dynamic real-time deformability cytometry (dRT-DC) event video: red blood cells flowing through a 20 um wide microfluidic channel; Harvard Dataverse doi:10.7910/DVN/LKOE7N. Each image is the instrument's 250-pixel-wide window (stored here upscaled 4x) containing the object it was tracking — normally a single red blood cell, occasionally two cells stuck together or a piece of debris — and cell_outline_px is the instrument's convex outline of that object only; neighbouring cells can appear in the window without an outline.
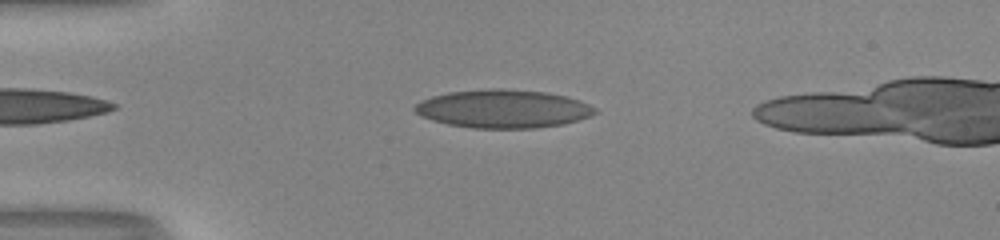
{"species": "human", "species_latin": "Homo sapiens", "temperature_condition": "room temperature", "stored_images_in_passage": 39, "camera_frame_rate_fps": 3000, "um_per_image_px": 0.085, "donor": {"sex": "male"}, "frame": {"image": 1, "passage_image": 5, "time_ms": 1.333, "image_size_px": [1000, 240], "cell_outline_px": [[600, 112], [592, 116], [564, 124], [536, 128], [472, 128], [448, 124], [432, 120], [420, 116], [412, 108], [420, 100], [432, 96], [448, 92], [488, 88], [504, 88], [548, 92], [568, 96], [580, 100], [596, 108]], "centroid_in_image_um": [42.79, 9.24], "position_along_channel_um": 42.2, "area_um2": 40.75}}
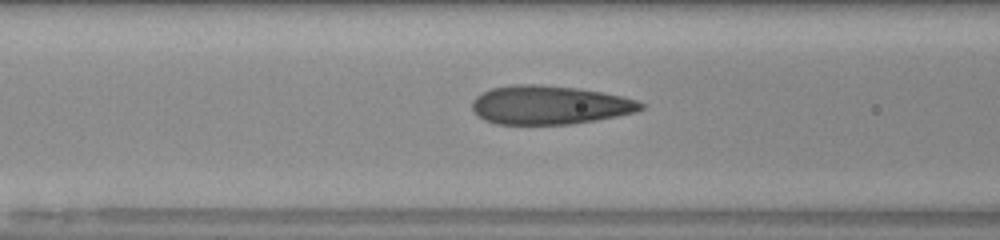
{"frame": {"image": 2, "passage_image": 13, "time_ms": 4.0, "image_size_px": [1000, 240], "cell_outline_px": [[644, 108], [636, 112], [596, 120], [572, 124], [496, 124], [484, 120], [472, 108], [472, 100], [476, 96], [492, 88], [516, 84], [536, 84], [576, 88], [600, 92], [620, 96], [636, 100], [644, 104]], "centroid_in_image_um": [46.7, 8.93], "position_along_channel_um": 119.9, "area_um2": 37.8}}
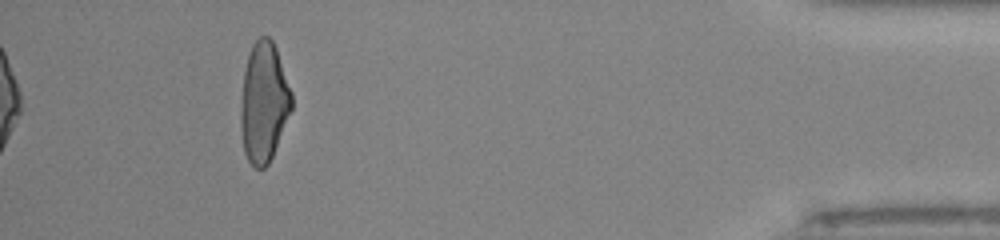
{"frame": {"image": 3, "passage_image": 39, "time_ms": 12.667, "image_size_px": [1000, 240], "cell_outline_px": [[292, 108], [272, 156], [268, 164], [264, 168], [256, 168], [248, 160], [244, 152], [240, 128], [240, 104], [244, 68], [248, 52], [252, 44], [260, 36], [268, 36], [272, 40], [276, 48], [292, 92]], "centroid_in_image_um": [22.4, 8.67], "position_along_channel_um": 412.8, "area_um2": 35.78}, "authors_computed_cell_mechanics": {"area_um2": 37.4544, "velocity_mm_per_s": 4.0696, "shape_relaxation_time_tau1_ms": 9.9636, "shape_relaxation_time_tau2_ms": 0.8099, "deformation_change_tau1": 0.2999, "deformation_change_tau2": 0.0878}}